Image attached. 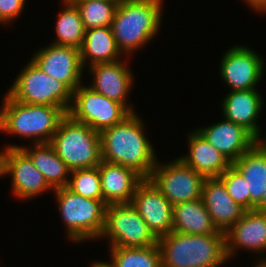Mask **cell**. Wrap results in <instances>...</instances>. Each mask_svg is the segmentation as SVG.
<instances>
[{
    "mask_svg": "<svg viewBox=\"0 0 266 267\" xmlns=\"http://www.w3.org/2000/svg\"><path fill=\"white\" fill-rule=\"evenodd\" d=\"M262 211H266V184L264 188V194L262 197Z\"/></svg>",
    "mask_w": 266,
    "mask_h": 267,
    "instance_id": "36",
    "label": "cell"
},
{
    "mask_svg": "<svg viewBox=\"0 0 266 267\" xmlns=\"http://www.w3.org/2000/svg\"><path fill=\"white\" fill-rule=\"evenodd\" d=\"M219 178L224 182L229 196L243 207L246 211L250 210V194L247 182L239 171L231 165Z\"/></svg>",
    "mask_w": 266,
    "mask_h": 267,
    "instance_id": "30",
    "label": "cell"
},
{
    "mask_svg": "<svg viewBox=\"0 0 266 267\" xmlns=\"http://www.w3.org/2000/svg\"><path fill=\"white\" fill-rule=\"evenodd\" d=\"M256 264L257 265H254L255 267H266V257L261 258L260 256L259 261Z\"/></svg>",
    "mask_w": 266,
    "mask_h": 267,
    "instance_id": "35",
    "label": "cell"
},
{
    "mask_svg": "<svg viewBox=\"0 0 266 267\" xmlns=\"http://www.w3.org/2000/svg\"><path fill=\"white\" fill-rule=\"evenodd\" d=\"M172 231L195 235L225 234L213 223L202 199L173 206Z\"/></svg>",
    "mask_w": 266,
    "mask_h": 267,
    "instance_id": "24",
    "label": "cell"
},
{
    "mask_svg": "<svg viewBox=\"0 0 266 267\" xmlns=\"http://www.w3.org/2000/svg\"><path fill=\"white\" fill-rule=\"evenodd\" d=\"M7 93L19 102L61 107L66 113L73 91L63 82L47 75L30 60L19 72Z\"/></svg>",
    "mask_w": 266,
    "mask_h": 267,
    "instance_id": "7",
    "label": "cell"
},
{
    "mask_svg": "<svg viewBox=\"0 0 266 267\" xmlns=\"http://www.w3.org/2000/svg\"><path fill=\"white\" fill-rule=\"evenodd\" d=\"M67 187L83 197L103 200L98 166L71 171Z\"/></svg>",
    "mask_w": 266,
    "mask_h": 267,
    "instance_id": "29",
    "label": "cell"
},
{
    "mask_svg": "<svg viewBox=\"0 0 266 267\" xmlns=\"http://www.w3.org/2000/svg\"><path fill=\"white\" fill-rule=\"evenodd\" d=\"M26 0H0V24H10L23 11Z\"/></svg>",
    "mask_w": 266,
    "mask_h": 267,
    "instance_id": "31",
    "label": "cell"
},
{
    "mask_svg": "<svg viewBox=\"0 0 266 267\" xmlns=\"http://www.w3.org/2000/svg\"><path fill=\"white\" fill-rule=\"evenodd\" d=\"M266 137V136H265ZM256 143L266 152V138L258 137L256 139Z\"/></svg>",
    "mask_w": 266,
    "mask_h": 267,
    "instance_id": "34",
    "label": "cell"
},
{
    "mask_svg": "<svg viewBox=\"0 0 266 267\" xmlns=\"http://www.w3.org/2000/svg\"><path fill=\"white\" fill-rule=\"evenodd\" d=\"M103 201L109 204L131 203L139 183L144 179L135 170L101 161L98 165Z\"/></svg>",
    "mask_w": 266,
    "mask_h": 267,
    "instance_id": "20",
    "label": "cell"
},
{
    "mask_svg": "<svg viewBox=\"0 0 266 267\" xmlns=\"http://www.w3.org/2000/svg\"><path fill=\"white\" fill-rule=\"evenodd\" d=\"M220 64V75L230 91L256 89L264 75V59L239 44L224 53Z\"/></svg>",
    "mask_w": 266,
    "mask_h": 267,
    "instance_id": "12",
    "label": "cell"
},
{
    "mask_svg": "<svg viewBox=\"0 0 266 267\" xmlns=\"http://www.w3.org/2000/svg\"><path fill=\"white\" fill-rule=\"evenodd\" d=\"M31 60L47 75L65 83L72 91L80 86L84 67L80 50L49 44L36 51Z\"/></svg>",
    "mask_w": 266,
    "mask_h": 267,
    "instance_id": "14",
    "label": "cell"
},
{
    "mask_svg": "<svg viewBox=\"0 0 266 267\" xmlns=\"http://www.w3.org/2000/svg\"><path fill=\"white\" fill-rule=\"evenodd\" d=\"M69 2H74V1H77V0H68ZM113 1H115L116 3H120V2H122V1H124V0H113Z\"/></svg>",
    "mask_w": 266,
    "mask_h": 267,
    "instance_id": "37",
    "label": "cell"
},
{
    "mask_svg": "<svg viewBox=\"0 0 266 267\" xmlns=\"http://www.w3.org/2000/svg\"><path fill=\"white\" fill-rule=\"evenodd\" d=\"M67 114L100 133L122 122L131 112L123 104L81 84L73 91L72 104Z\"/></svg>",
    "mask_w": 266,
    "mask_h": 267,
    "instance_id": "8",
    "label": "cell"
},
{
    "mask_svg": "<svg viewBox=\"0 0 266 267\" xmlns=\"http://www.w3.org/2000/svg\"><path fill=\"white\" fill-rule=\"evenodd\" d=\"M73 3L79 10L85 30L111 26L118 5L113 0H77Z\"/></svg>",
    "mask_w": 266,
    "mask_h": 267,
    "instance_id": "28",
    "label": "cell"
},
{
    "mask_svg": "<svg viewBox=\"0 0 266 267\" xmlns=\"http://www.w3.org/2000/svg\"><path fill=\"white\" fill-rule=\"evenodd\" d=\"M130 204L157 239L172 232L173 205L149 178L139 183Z\"/></svg>",
    "mask_w": 266,
    "mask_h": 267,
    "instance_id": "13",
    "label": "cell"
},
{
    "mask_svg": "<svg viewBox=\"0 0 266 267\" xmlns=\"http://www.w3.org/2000/svg\"><path fill=\"white\" fill-rule=\"evenodd\" d=\"M102 237L110 240L109 247H149L158 242L130 203L107 205Z\"/></svg>",
    "mask_w": 266,
    "mask_h": 267,
    "instance_id": "9",
    "label": "cell"
},
{
    "mask_svg": "<svg viewBox=\"0 0 266 267\" xmlns=\"http://www.w3.org/2000/svg\"><path fill=\"white\" fill-rule=\"evenodd\" d=\"M142 121L134 112L122 122L101 131V155L103 161L129 167L143 178H149L157 157Z\"/></svg>",
    "mask_w": 266,
    "mask_h": 267,
    "instance_id": "1",
    "label": "cell"
},
{
    "mask_svg": "<svg viewBox=\"0 0 266 267\" xmlns=\"http://www.w3.org/2000/svg\"><path fill=\"white\" fill-rule=\"evenodd\" d=\"M54 193L68 239L81 243L101 238L107 207L103 200L83 197L67 186L55 189Z\"/></svg>",
    "mask_w": 266,
    "mask_h": 267,
    "instance_id": "5",
    "label": "cell"
},
{
    "mask_svg": "<svg viewBox=\"0 0 266 267\" xmlns=\"http://www.w3.org/2000/svg\"><path fill=\"white\" fill-rule=\"evenodd\" d=\"M162 267H217L227 263L225 234L170 232L158 239Z\"/></svg>",
    "mask_w": 266,
    "mask_h": 267,
    "instance_id": "3",
    "label": "cell"
},
{
    "mask_svg": "<svg viewBox=\"0 0 266 267\" xmlns=\"http://www.w3.org/2000/svg\"><path fill=\"white\" fill-rule=\"evenodd\" d=\"M5 148H21L30 157L34 166L44 175L45 180L53 190L68 185L71 170L57 155L50 143H33L28 148L23 145L9 144Z\"/></svg>",
    "mask_w": 266,
    "mask_h": 267,
    "instance_id": "23",
    "label": "cell"
},
{
    "mask_svg": "<svg viewBox=\"0 0 266 267\" xmlns=\"http://www.w3.org/2000/svg\"><path fill=\"white\" fill-rule=\"evenodd\" d=\"M201 199L217 229L224 233L236 224L246 211L229 196L224 182L219 177L205 179Z\"/></svg>",
    "mask_w": 266,
    "mask_h": 267,
    "instance_id": "17",
    "label": "cell"
},
{
    "mask_svg": "<svg viewBox=\"0 0 266 267\" xmlns=\"http://www.w3.org/2000/svg\"><path fill=\"white\" fill-rule=\"evenodd\" d=\"M222 102L221 110L225 119L244 127L256 139L261 136L257 120L264 102L258 89L229 91Z\"/></svg>",
    "mask_w": 266,
    "mask_h": 267,
    "instance_id": "19",
    "label": "cell"
},
{
    "mask_svg": "<svg viewBox=\"0 0 266 267\" xmlns=\"http://www.w3.org/2000/svg\"><path fill=\"white\" fill-rule=\"evenodd\" d=\"M83 67L97 63H111L119 61L122 53L113 36L111 26L85 30L84 42L80 49ZM90 60V61H88ZM90 62V63H89Z\"/></svg>",
    "mask_w": 266,
    "mask_h": 267,
    "instance_id": "25",
    "label": "cell"
},
{
    "mask_svg": "<svg viewBox=\"0 0 266 267\" xmlns=\"http://www.w3.org/2000/svg\"><path fill=\"white\" fill-rule=\"evenodd\" d=\"M115 267H162L158 244L149 247H109Z\"/></svg>",
    "mask_w": 266,
    "mask_h": 267,
    "instance_id": "27",
    "label": "cell"
},
{
    "mask_svg": "<svg viewBox=\"0 0 266 267\" xmlns=\"http://www.w3.org/2000/svg\"><path fill=\"white\" fill-rule=\"evenodd\" d=\"M162 4L163 0H124L117 5L111 28L122 54L133 55L157 36Z\"/></svg>",
    "mask_w": 266,
    "mask_h": 267,
    "instance_id": "2",
    "label": "cell"
},
{
    "mask_svg": "<svg viewBox=\"0 0 266 267\" xmlns=\"http://www.w3.org/2000/svg\"><path fill=\"white\" fill-rule=\"evenodd\" d=\"M91 265V267H115L111 261L110 263L106 261H95Z\"/></svg>",
    "mask_w": 266,
    "mask_h": 267,
    "instance_id": "33",
    "label": "cell"
},
{
    "mask_svg": "<svg viewBox=\"0 0 266 267\" xmlns=\"http://www.w3.org/2000/svg\"><path fill=\"white\" fill-rule=\"evenodd\" d=\"M89 67L92 83L89 85L94 91L123 104L131 113L133 106L128 104V94L133 87V75L130 66L122 61L111 63H97Z\"/></svg>",
    "mask_w": 266,
    "mask_h": 267,
    "instance_id": "16",
    "label": "cell"
},
{
    "mask_svg": "<svg viewBox=\"0 0 266 267\" xmlns=\"http://www.w3.org/2000/svg\"><path fill=\"white\" fill-rule=\"evenodd\" d=\"M196 130L231 163L256 143L248 130L227 119Z\"/></svg>",
    "mask_w": 266,
    "mask_h": 267,
    "instance_id": "18",
    "label": "cell"
},
{
    "mask_svg": "<svg viewBox=\"0 0 266 267\" xmlns=\"http://www.w3.org/2000/svg\"><path fill=\"white\" fill-rule=\"evenodd\" d=\"M63 8L56 20V41L52 44L59 46H71L81 49L85 29L79 10L73 2L62 0Z\"/></svg>",
    "mask_w": 266,
    "mask_h": 267,
    "instance_id": "26",
    "label": "cell"
},
{
    "mask_svg": "<svg viewBox=\"0 0 266 267\" xmlns=\"http://www.w3.org/2000/svg\"><path fill=\"white\" fill-rule=\"evenodd\" d=\"M228 259L238 249L255 251L258 255L266 252V211L257 209L245 211L244 215L225 233ZM264 253V254H263Z\"/></svg>",
    "mask_w": 266,
    "mask_h": 267,
    "instance_id": "15",
    "label": "cell"
},
{
    "mask_svg": "<svg viewBox=\"0 0 266 267\" xmlns=\"http://www.w3.org/2000/svg\"><path fill=\"white\" fill-rule=\"evenodd\" d=\"M187 140L189 153L179 158L205 178L219 177L232 165L197 130L191 131Z\"/></svg>",
    "mask_w": 266,
    "mask_h": 267,
    "instance_id": "21",
    "label": "cell"
},
{
    "mask_svg": "<svg viewBox=\"0 0 266 267\" xmlns=\"http://www.w3.org/2000/svg\"><path fill=\"white\" fill-rule=\"evenodd\" d=\"M243 1V0H242ZM256 13H266V0H244Z\"/></svg>",
    "mask_w": 266,
    "mask_h": 267,
    "instance_id": "32",
    "label": "cell"
},
{
    "mask_svg": "<svg viewBox=\"0 0 266 267\" xmlns=\"http://www.w3.org/2000/svg\"><path fill=\"white\" fill-rule=\"evenodd\" d=\"M149 179L174 206L201 199L206 178L176 158L168 164L157 162Z\"/></svg>",
    "mask_w": 266,
    "mask_h": 267,
    "instance_id": "10",
    "label": "cell"
},
{
    "mask_svg": "<svg viewBox=\"0 0 266 267\" xmlns=\"http://www.w3.org/2000/svg\"><path fill=\"white\" fill-rule=\"evenodd\" d=\"M232 165L247 182L250 194V210L262 211V197L266 184V152L255 143Z\"/></svg>",
    "mask_w": 266,
    "mask_h": 267,
    "instance_id": "22",
    "label": "cell"
},
{
    "mask_svg": "<svg viewBox=\"0 0 266 267\" xmlns=\"http://www.w3.org/2000/svg\"><path fill=\"white\" fill-rule=\"evenodd\" d=\"M3 101L0 131L23 139L30 138L34 144L50 143L60 121L67 114L61 107L19 102L7 92Z\"/></svg>",
    "mask_w": 266,
    "mask_h": 267,
    "instance_id": "4",
    "label": "cell"
},
{
    "mask_svg": "<svg viewBox=\"0 0 266 267\" xmlns=\"http://www.w3.org/2000/svg\"><path fill=\"white\" fill-rule=\"evenodd\" d=\"M8 174L12 179V193L21 200L54 191L21 148H5L0 152V177Z\"/></svg>",
    "mask_w": 266,
    "mask_h": 267,
    "instance_id": "11",
    "label": "cell"
},
{
    "mask_svg": "<svg viewBox=\"0 0 266 267\" xmlns=\"http://www.w3.org/2000/svg\"><path fill=\"white\" fill-rule=\"evenodd\" d=\"M50 144L73 171L97 167L102 161L99 132L66 114Z\"/></svg>",
    "mask_w": 266,
    "mask_h": 267,
    "instance_id": "6",
    "label": "cell"
}]
</instances>
